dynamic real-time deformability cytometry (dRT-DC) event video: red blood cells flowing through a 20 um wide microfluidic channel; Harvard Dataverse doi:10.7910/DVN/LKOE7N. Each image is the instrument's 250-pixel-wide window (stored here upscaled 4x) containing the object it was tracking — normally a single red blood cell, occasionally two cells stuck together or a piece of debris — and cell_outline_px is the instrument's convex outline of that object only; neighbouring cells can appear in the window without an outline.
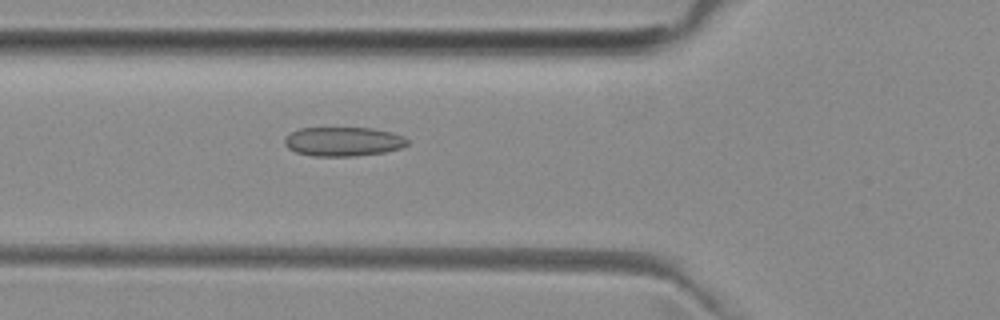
{"species": "common noctule bat (a hibernating species)", "species_latin": "Nyctalus noctula", "temperature_condition": "room temperature", "stored_images_in_passage": 42, "camera_frame_rate_fps": 3000, "um_per_image_px": 0.085, "animal": {"sex": "female", "body_mass_g": 29.2, "forearm_length_mm": 56.3}, "frame": {"image": 1, "passage_image": 9, "time_ms": 2.667, "image_size_px": [1000, 320], "cell_outline_px": [[408, 144], [400, 148], [384, 152], [356, 156], [312, 156], [296, 152], [288, 148], [284, 144], [284, 136], [300, 128], [372, 128], [392, 132], [404, 136], [408, 140]], "centroid_in_image_um": [29.16, 12.03], "position_along_channel_um": 96.6, "area_um2": 20.98}}
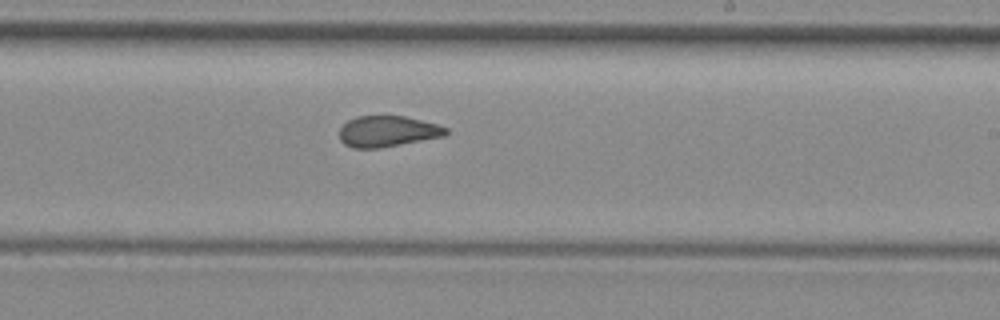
{"frame": {"image": 2, "passage_image": 21, "time_ms": 6.667, "image_size_px": [1000, 320], "cell_outline_px": [[448, 132], [444, 136], [380, 148], [352, 148], [344, 144], [340, 140], [340, 128], [348, 120], [356, 116], [404, 116], [436, 124], [448, 128]], "centroid_in_image_um": [32.92, 11.17], "position_along_channel_um": 256.1, "area_um2": 19.13}}
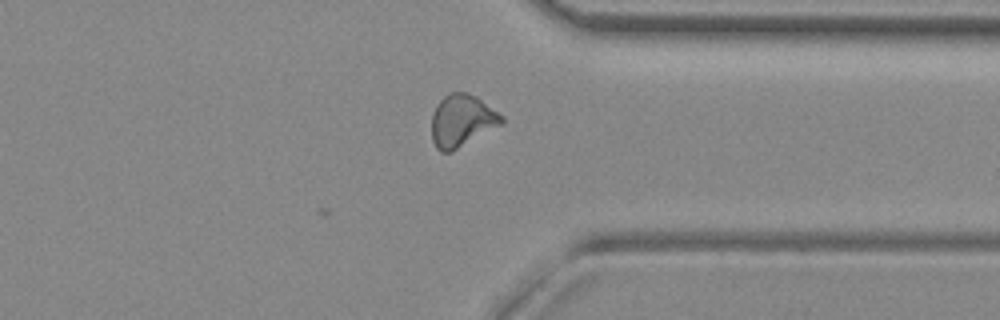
{"frame": {"image": 3, "passage_image": 30, "time_ms": 9.667, "image_size_px": [1000, 320], "cell_outline_px": [[504, 120], [500, 124], [456, 148], [448, 152], [440, 152], [436, 148], [432, 140], [432, 112], [436, 104], [448, 92], [464, 92], [476, 96], [504, 116]], "centroid_in_image_um": [39.21, 10.22], "position_along_channel_um": 372.2, "area_um2": 20.87}, "authors_computed_cell_mechanics": {"area_um2": 19.7965, "velocity_mm_per_s": 3.9817, "shape_relaxation_time_tau1_ms": null, "shape_relaxation_time_tau2_ms": 1.8961, "deformation_change_tau1": null, "deformation_change_tau2": 0.0834}}